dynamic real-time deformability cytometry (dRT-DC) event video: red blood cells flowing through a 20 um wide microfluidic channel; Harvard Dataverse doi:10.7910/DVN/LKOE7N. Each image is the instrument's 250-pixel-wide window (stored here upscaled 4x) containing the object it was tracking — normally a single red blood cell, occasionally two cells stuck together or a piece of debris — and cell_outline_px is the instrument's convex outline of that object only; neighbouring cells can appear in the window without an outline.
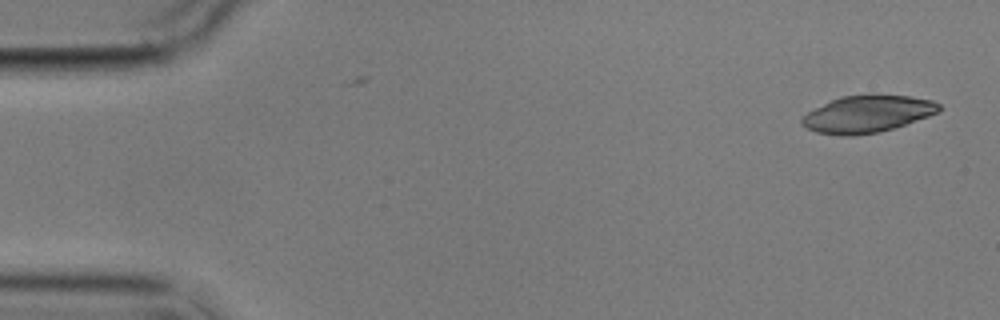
{"species": "common noctule bat (a hibernating species)", "species_latin": "Nyctalus noctula", "temperature_condition": "cold", "stored_images_in_passage": 4, "camera_frame_rate_fps": 3000, "um_per_image_px": 0.085, "animal": {"sex": "male", "body_mass_g": 17.9}, "frame": {"image": 1, "passage_image": 1, "time_ms": 0.0, "image_size_px": [1000, 320], "cell_outline_px": [[940, 112], [892, 128], [876, 132], [852, 136], [840, 136], [816, 132], [800, 124], [800, 120], [808, 112], [840, 96], [912, 96], [932, 100], [940, 104]], "centroid_in_image_um": [73.72, 9.71], "position_along_channel_um": 11.3, "area_um2": 28.96}}